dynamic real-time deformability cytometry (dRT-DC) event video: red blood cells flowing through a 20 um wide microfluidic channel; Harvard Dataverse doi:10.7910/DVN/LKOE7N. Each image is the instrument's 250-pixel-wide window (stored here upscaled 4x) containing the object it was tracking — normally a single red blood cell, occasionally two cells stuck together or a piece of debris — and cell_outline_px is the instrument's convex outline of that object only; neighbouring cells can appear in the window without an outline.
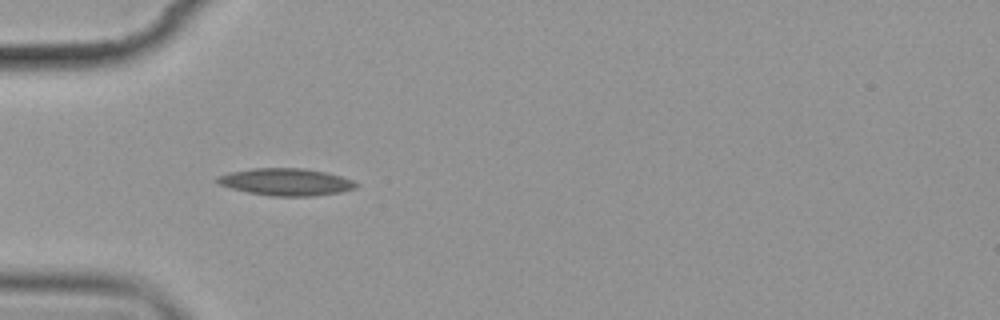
{"species": "common noctule bat (a hibernating species)", "species_latin": "Nyctalus noctula", "temperature_condition": "cold", "stored_images_in_passage": 1, "camera_frame_rate_fps": 3000, "um_per_image_px": 0.085, "animal": {"sex": "female", "body_mass_g": 19.9}, "frame": {"image": 1, "passage_image": 1, "time_ms": 0.0, "image_size_px": [1000, 320], "cell_outline_px": [[360, 184], [356, 188], [340, 192], [312, 196], [272, 196], [248, 192], [232, 188], [220, 184], [216, 180], [216, 176], [228, 172], [252, 168], [304, 168], [324, 172], [340, 176], [352, 180]], "centroid_in_image_um": [24.31, 15.46], "position_along_channel_um": 60.7, "area_um2": 21.91}}